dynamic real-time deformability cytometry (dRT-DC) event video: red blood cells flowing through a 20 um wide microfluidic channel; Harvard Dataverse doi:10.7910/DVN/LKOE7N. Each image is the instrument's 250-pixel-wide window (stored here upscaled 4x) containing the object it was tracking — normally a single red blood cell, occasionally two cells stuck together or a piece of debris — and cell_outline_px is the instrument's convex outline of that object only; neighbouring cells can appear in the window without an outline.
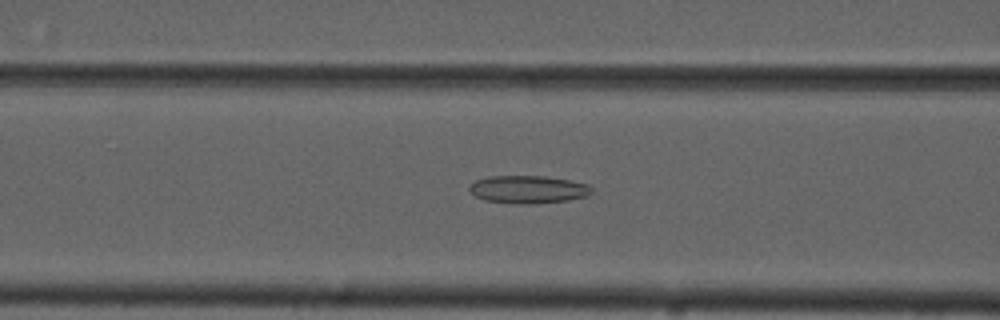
{"species": "common noctule bat (a hibernating species)", "species_latin": "Nyctalus noctula", "temperature_condition": "cold", "stored_images_in_passage": 55, "camera_frame_rate_fps": 3000, "um_per_image_px": 0.085, "animal": {"sex": "male", "forearm_length_mm": 52.5}, "frame": {"image": 1, "passage_image": 22, "time_ms": 7.0, "image_size_px": [1000, 320], "cell_outline_px": [[592, 192], [588, 196], [568, 200], [536, 204], [520, 204], [484, 200], [476, 196], [468, 188], [476, 180], [488, 176], [544, 176], [568, 180], [584, 184], [592, 188]], "centroid_in_image_um": [44.89, 16.11], "position_along_channel_um": 121.7, "area_um2": 19.65}}
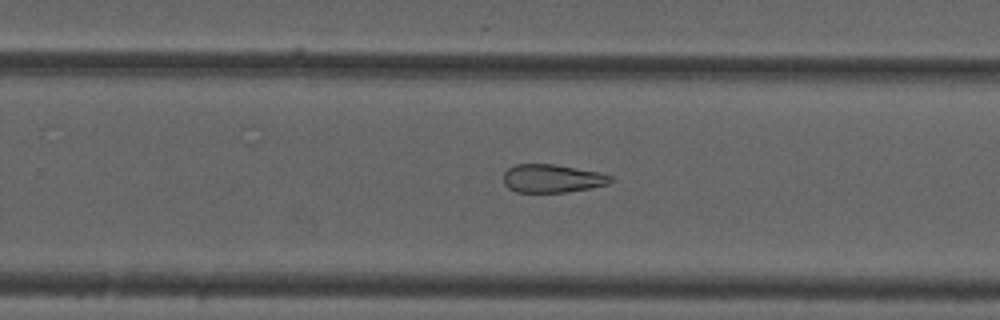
{"frame": {"image": 2, "passage_image": 35, "time_ms": 11.333, "image_size_px": [1000, 320], "cell_outline_px": [[612, 180], [608, 184], [592, 188], [564, 192], [516, 192], [508, 188], [504, 184], [504, 172], [508, 168], [516, 164], [552, 164], [600, 172], [612, 176]], "centroid_in_image_um": [46.93, 15.17], "position_along_channel_um": 282.9, "area_um2": 17.63}}
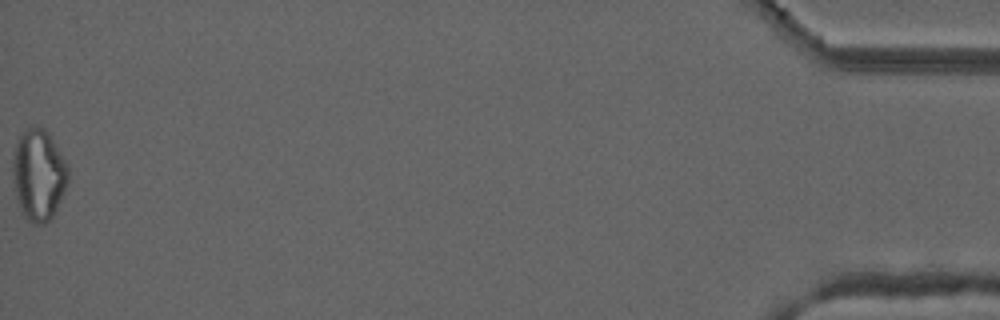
{"frame": {"image": 3, "passage_image": 55, "time_ms": 18.0, "image_size_px": [1000, 320], "cell_outline_px": [[68, 180], [60, 200], [52, 216], [44, 224], [32, 224], [20, 212], [16, 196], [12, 172], [12, 164], [16, 144], [20, 136], [28, 128], [44, 128], [48, 132], [68, 164]], "centroid_in_image_um": [3.28, 14.88], "position_along_channel_um": 431.9, "area_um2": 29.19}, "authors_computed_cell_mechanics": {"area_um2": 23.8714, "velocity_mm_per_s": 3.7345, "shape_relaxation_time_tau1_ms": null, "shape_relaxation_time_tau2_ms": 10.2696, "deformation_change_tau1": null, "deformation_change_tau2": 0.2413}}